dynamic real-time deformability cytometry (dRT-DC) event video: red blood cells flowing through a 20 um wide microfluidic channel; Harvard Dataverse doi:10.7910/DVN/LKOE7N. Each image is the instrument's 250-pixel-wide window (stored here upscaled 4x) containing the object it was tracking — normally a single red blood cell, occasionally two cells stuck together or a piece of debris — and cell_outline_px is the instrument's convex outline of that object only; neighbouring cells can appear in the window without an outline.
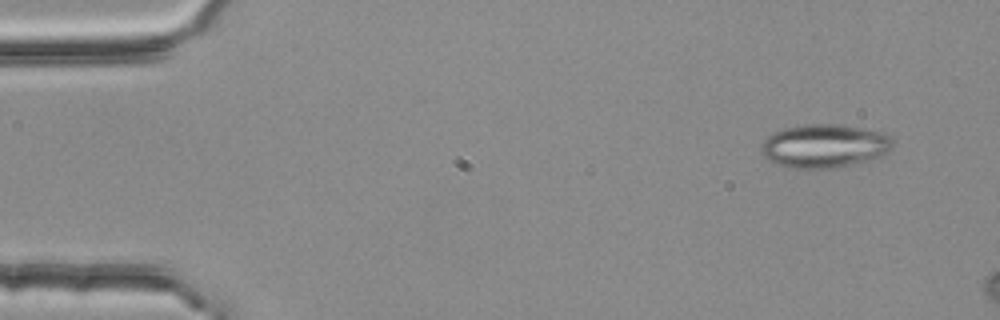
{"species": "common noctule bat (a hibernating species)", "species_latin": "Nyctalus noctula", "temperature_condition": "room temperature", "stored_images_in_passage": 3, "camera_frame_rate_fps": 3000, "um_per_image_px": 0.085, "animal": {"sex": "female", "body_mass_g": 25.1}, "frame": {"image": 1, "passage_image": 1, "time_ms": 0.0, "image_size_px": [1000, 320], "cell_outline_px": [[892, 148], [880, 160], [832, 168], [784, 168], [768, 160], [760, 152], [760, 144], [772, 132], [784, 128], [804, 124], [840, 124], [864, 128], [884, 132], [892, 140]], "centroid_in_image_um": [70.1, 12.42], "position_along_channel_um": 14.9, "area_um2": 34.28}}